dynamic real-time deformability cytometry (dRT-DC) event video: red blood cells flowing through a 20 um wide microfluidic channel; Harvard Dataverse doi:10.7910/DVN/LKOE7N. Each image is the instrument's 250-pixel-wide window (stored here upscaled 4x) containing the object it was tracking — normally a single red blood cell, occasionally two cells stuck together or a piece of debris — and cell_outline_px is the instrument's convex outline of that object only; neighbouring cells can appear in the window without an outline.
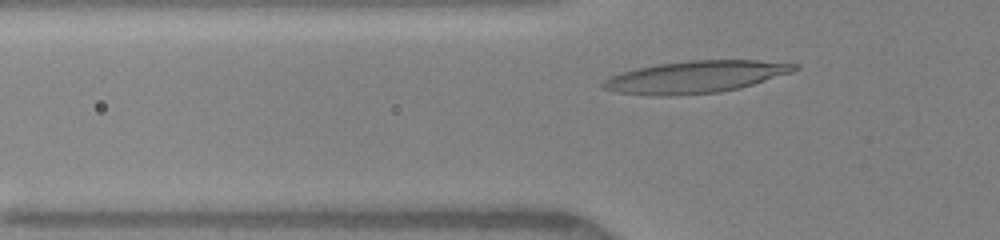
{"species": "human", "species_latin": "Homo sapiens", "temperature_condition": "warm", "stored_images_in_passage": 39, "camera_frame_rate_fps": 3000, "um_per_image_px": 0.085, "donor": {"sex": "female"}, "frame": {"image": 1, "passage_image": 7, "time_ms": 2.0, "image_size_px": [1000, 240], "cell_outline_px": [[800, 68], [792, 72], [740, 88], [720, 92], [672, 96], [652, 96], [616, 92], [600, 88], [600, 84], [604, 80], [620, 72], [636, 68], [656, 64], [692, 60], [756, 60], [800, 64]], "centroid_in_image_um": [59.09, 6.54], "position_along_channel_um": 66.7, "area_um2": 36.07}}
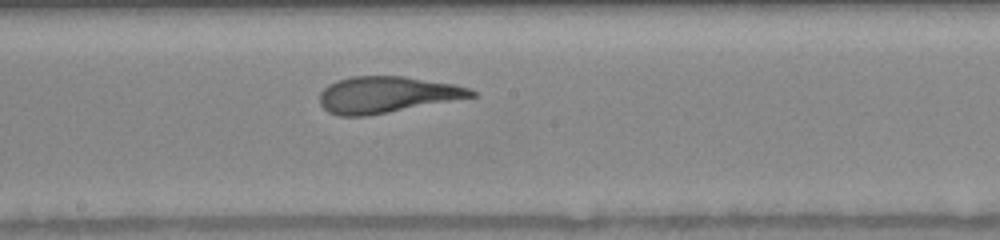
{"frame": {"image": 2, "passage_image": 18, "time_ms": 5.667, "image_size_px": [1000, 240], "cell_outline_px": [[476, 96], [368, 116], [340, 116], [328, 112], [320, 104], [320, 92], [328, 84], [336, 80], [352, 76], [404, 76], [456, 84], [468, 88], [476, 92]], "centroid_in_image_um": [32.85, 8.04], "position_along_channel_um": 215.3, "area_um2": 32.19}}
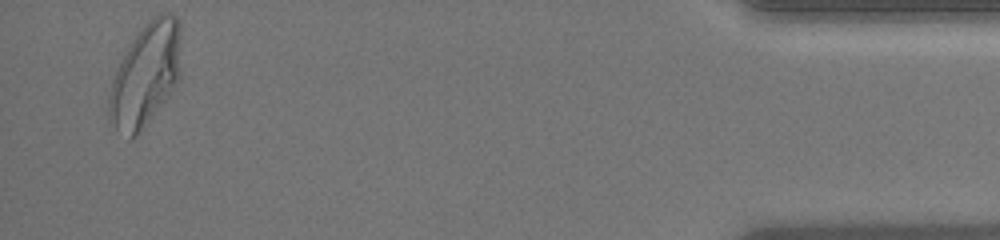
{"frame": {"image": 3, "passage_image": 38, "time_ms": 12.333, "image_size_px": [1000, 240], "cell_outline_px": [[180, 76], [176, 84], [164, 100], [140, 128], [128, 140], [116, 128], [108, 116], [108, 96], [112, 80], [120, 60], [132, 40], [144, 24], [152, 16], [160, 12], [168, 12], [176, 16], [180, 20]], "centroid_in_image_um": [12.37, 6.26], "position_along_channel_um": 422.8, "area_um2": 42.66}}